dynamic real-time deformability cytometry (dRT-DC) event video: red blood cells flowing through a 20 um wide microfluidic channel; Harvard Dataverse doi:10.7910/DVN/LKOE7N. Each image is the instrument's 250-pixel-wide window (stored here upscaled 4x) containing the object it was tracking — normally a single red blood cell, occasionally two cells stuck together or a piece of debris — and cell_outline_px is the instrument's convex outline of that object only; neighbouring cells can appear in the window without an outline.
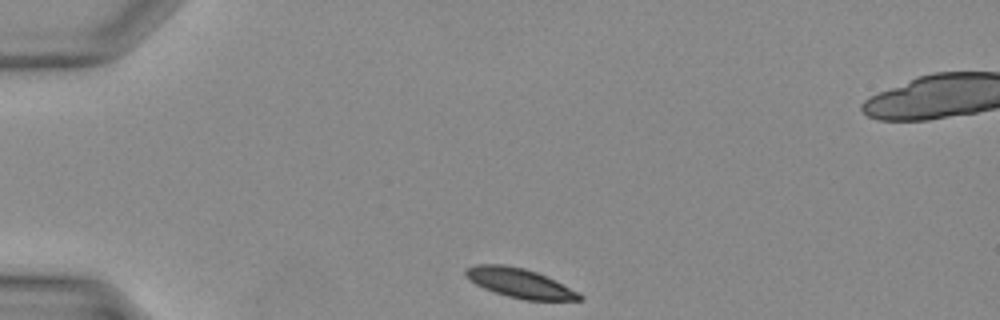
{"species": "Egyptian fruit bat (a non-hibernating species)", "species_latin": "Rousettus aegyptiacus", "temperature_condition": "warm", "stored_images_in_passage": 26, "camera_frame_rate_fps": 3000, "um_per_image_px": 0.085, "animal": {"sex": "female"}, "frame": {"image": 1, "passage_image": 1, "time_ms": 0.0, "image_size_px": [1000, 320], "cell_outline_px": [[584, 300], [524, 300], [508, 296], [484, 288], [476, 284], [464, 276], [464, 268], [476, 264], [504, 264], [524, 268], [548, 276], [584, 296]], "centroid_in_image_um": [44.15, 24.04], "position_along_channel_um": 40.9, "area_um2": 19.48}}
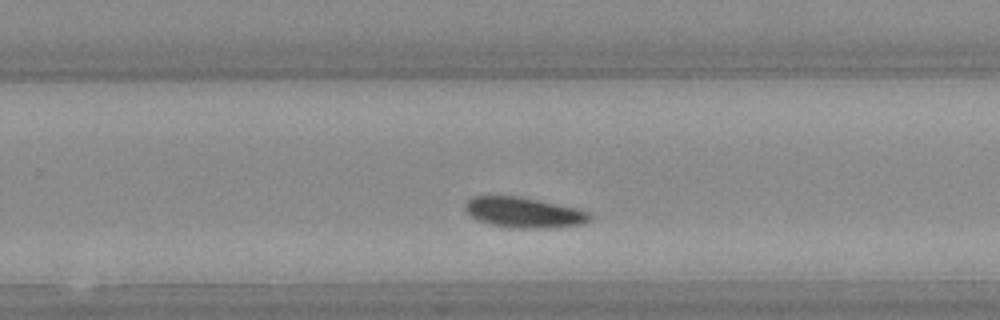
{"frame": {"image": 2, "passage_image": 18, "time_ms": 5.667, "image_size_px": [1000, 320], "cell_outline_px": [[592, 220], [584, 224], [556, 228], [508, 228], [476, 220], [464, 208], [464, 204], [472, 196], [520, 196], [580, 208], [588, 212], [592, 216]], "centroid_in_image_um": [44.59, 18.07], "position_along_channel_um": 285.2, "area_um2": 22.54}}
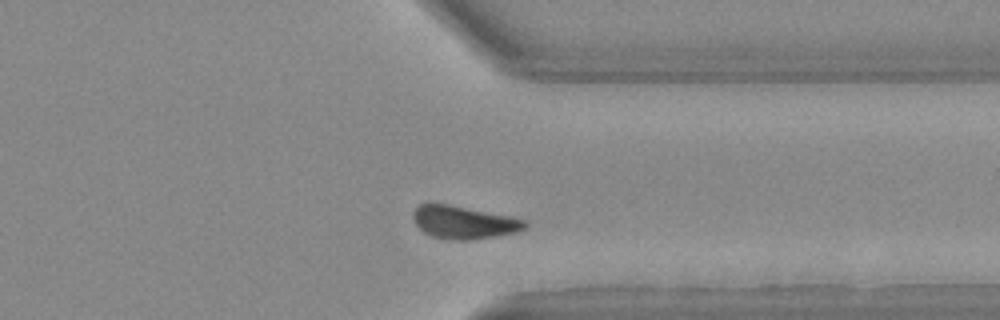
{"frame": {"image": 3, "passage_image": 23, "time_ms": 7.333, "image_size_px": [1000, 320], "cell_outline_px": [[528, 228], [516, 232], [496, 236], [472, 240], [456, 240], [432, 236], [424, 232], [416, 224], [416, 208], [420, 204], [448, 204], [508, 216], [524, 220], [528, 224]], "centroid_in_image_um": [39.49, 18.91], "position_along_channel_um": 371.9, "area_um2": 20.87}}